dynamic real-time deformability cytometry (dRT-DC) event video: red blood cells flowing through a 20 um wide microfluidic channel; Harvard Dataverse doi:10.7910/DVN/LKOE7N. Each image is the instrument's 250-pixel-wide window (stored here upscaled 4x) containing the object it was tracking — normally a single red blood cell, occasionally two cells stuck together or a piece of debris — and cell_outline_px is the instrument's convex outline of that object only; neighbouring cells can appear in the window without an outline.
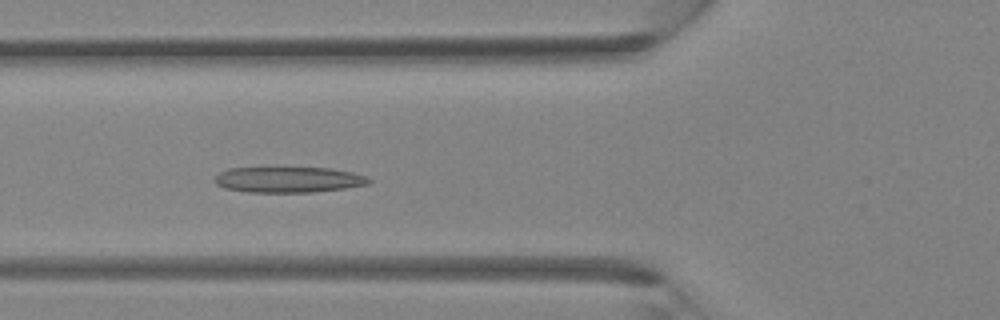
{"species": "Egyptian fruit bat (a non-hibernating species)", "species_latin": "Rousettus aegyptiacus", "temperature_condition": "room temperature", "stored_images_in_passage": 40, "camera_frame_rate_fps": 3000, "um_per_image_px": 0.085, "animal": {"sex": "female"}, "frame": {"image": 1, "passage_image": 15, "time_ms": 4.667, "image_size_px": [1000, 320], "cell_outline_px": [[372, 180], [368, 184], [344, 188], [312, 192], [248, 192], [224, 188], [216, 184], [216, 176], [220, 172], [228, 168], [332, 168], [352, 172], [364, 176]], "centroid_in_image_um": [24.51, 15.27], "position_along_channel_um": 101.3, "area_um2": 22.89}}
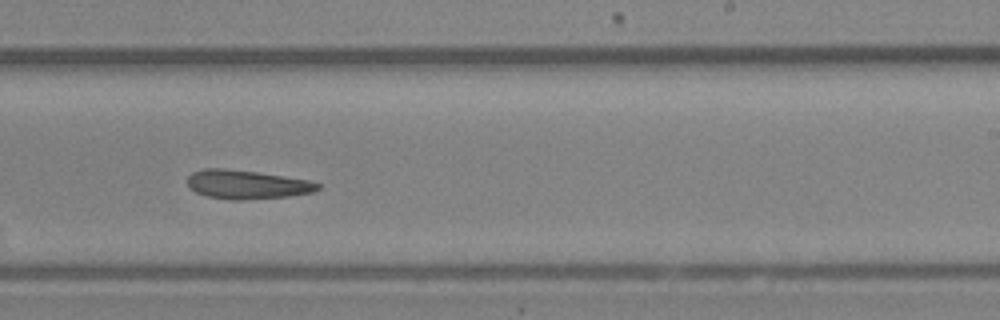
{"frame": {"image": 2, "passage_image": 25, "time_ms": 8.0, "image_size_px": [1000, 320], "cell_outline_px": [[320, 188], [312, 192], [288, 196], [240, 200], [232, 200], [208, 196], [196, 192], [188, 188], [188, 176], [192, 172], [204, 168], [224, 168], [256, 172], [308, 180], [320, 184]], "centroid_in_image_um": [20.94, 15.68], "position_along_channel_um": 268.1, "area_um2": 21.73}}
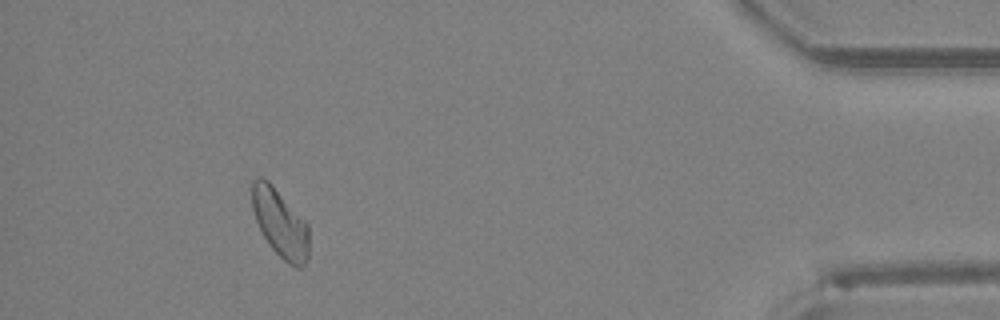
{"frame": {"image": 3, "passage_image": 37, "time_ms": 12.0, "image_size_px": [1000, 320], "cell_outline_px": [[308, 256], [304, 268], [296, 268], [288, 264], [268, 244], [256, 220], [252, 208], [252, 180], [260, 176], [268, 180], [272, 184], [308, 224]], "centroid_in_image_um": [23.82, 18.98], "position_along_channel_um": 411.4, "area_um2": 22.54}}